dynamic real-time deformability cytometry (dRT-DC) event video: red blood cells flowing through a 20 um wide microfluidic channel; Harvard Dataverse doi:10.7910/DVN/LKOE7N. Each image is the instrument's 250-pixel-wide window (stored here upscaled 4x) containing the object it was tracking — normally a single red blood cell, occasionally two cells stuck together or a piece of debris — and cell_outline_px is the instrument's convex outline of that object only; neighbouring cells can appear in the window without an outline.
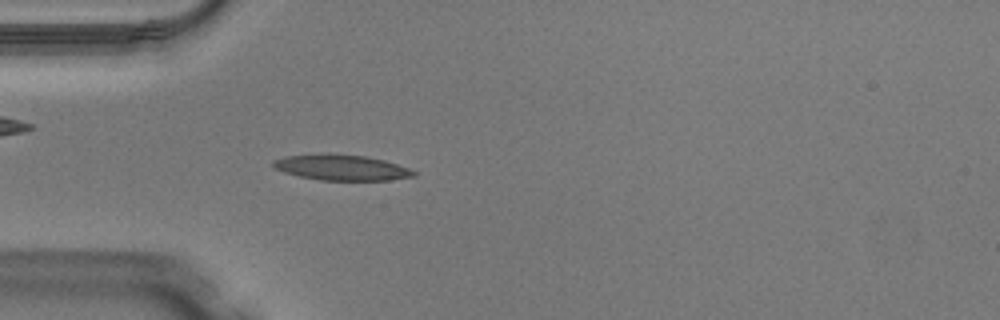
{"species": "Egyptian fruit bat (a non-hibernating species)", "species_latin": "Rousettus aegyptiacus", "temperature_condition": "warm", "stored_images_in_passage": 41, "camera_frame_rate_fps": 3000, "um_per_image_px": 0.085, "animal": {"sex": "male"}, "frame": {"image": 1, "passage_image": 6, "time_ms": 1.667, "image_size_px": [1000, 320], "cell_outline_px": [[416, 176], [388, 180], [320, 180], [300, 176], [284, 172], [276, 168], [272, 164], [272, 160], [284, 156], [324, 152], [328, 152], [364, 156], [384, 160], [408, 168], [416, 172]], "centroid_in_image_um": [28.98, 14.21], "position_along_channel_um": 56.0, "area_um2": 21.15}}
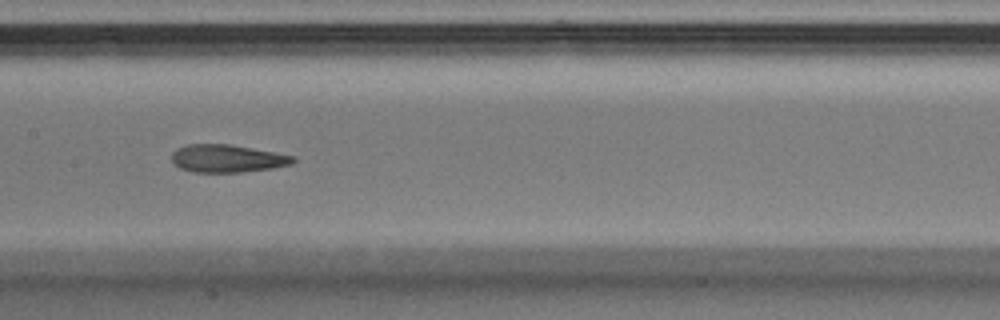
{"frame": {"image": 2, "passage_image": 16, "time_ms": 5.0, "image_size_px": [1000, 320], "cell_outline_px": [[296, 160], [292, 164], [272, 168], [240, 172], [192, 172], [180, 168], [172, 160], [172, 152], [176, 148], [188, 144], [232, 144], [296, 156]], "centroid_in_image_um": [19.33, 13.46], "position_along_channel_um": 188.1, "area_um2": 19.71}}
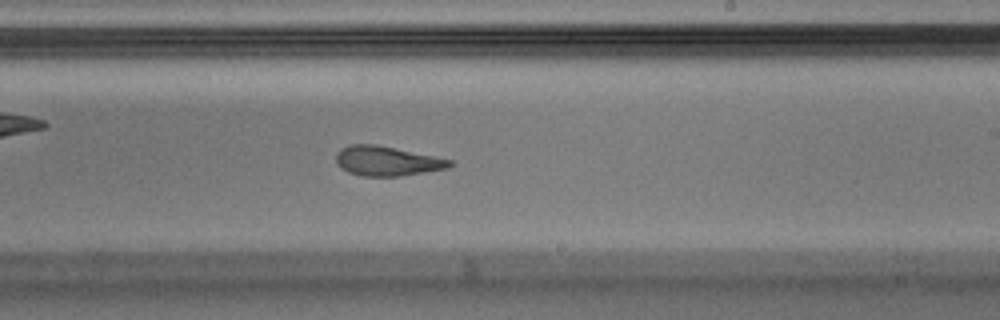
{"frame": {"image": 3, "passage_image": 21, "time_ms": 6.667, "image_size_px": [1000, 320], "cell_outline_px": [[456, 164], [448, 168], [400, 176], [360, 176], [348, 172], [340, 168], [336, 164], [336, 152], [340, 148], [348, 144], [376, 144], [452, 160]], "centroid_in_image_um": [32.85, 13.68], "position_along_channel_um": 256.2, "area_um2": 19.77}, "authors_computed_cell_mechanics": {"area_um2": 20.519, "velocity_mm_per_s": 4.095, "shape_relaxation_time_tau1_ms": null, "shape_relaxation_time_tau2_ms": 2.5415, "deformation_change_tau1": null, "deformation_change_tau2": 0.1188}}